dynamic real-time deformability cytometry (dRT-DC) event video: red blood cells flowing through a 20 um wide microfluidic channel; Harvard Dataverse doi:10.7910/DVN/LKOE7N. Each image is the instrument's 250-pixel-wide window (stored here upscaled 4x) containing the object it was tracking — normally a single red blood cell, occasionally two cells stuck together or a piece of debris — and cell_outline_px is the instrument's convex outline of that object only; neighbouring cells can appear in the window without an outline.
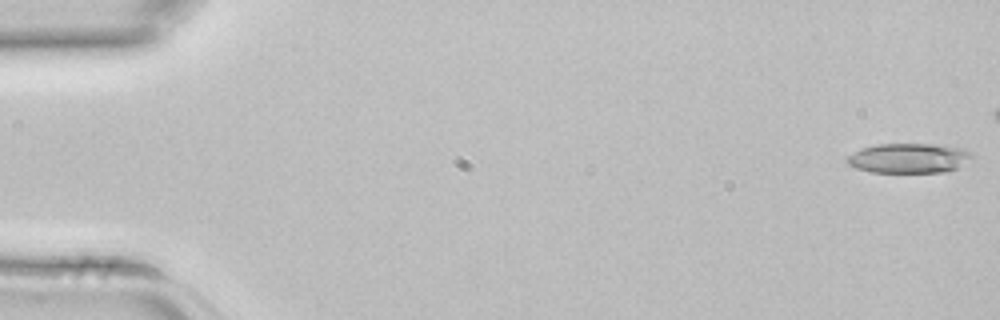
{"species": "common noctule bat (a hibernating species)", "species_latin": "Nyctalus noctula", "temperature_condition": "room temperature", "stored_images_in_passage": 4, "camera_frame_rate_fps": 3000, "um_per_image_px": 0.085, "animal": {"sex": "female", "body_mass_g": 22.7, "forearm_length_mm": 54.2}, "frame": {"image": 1, "passage_image": 1, "time_ms": 0.0, "image_size_px": [1000, 320], "cell_outline_px": [[972, 160], [948, 172], [868, 172], [856, 168], [848, 164], [844, 160], [848, 156], [860, 148], [876, 144], [932, 144], [960, 148], [968, 152], [972, 156]], "centroid_in_image_um": [77.2, 13.45], "position_along_channel_um": 7.8, "area_um2": 21.68}}
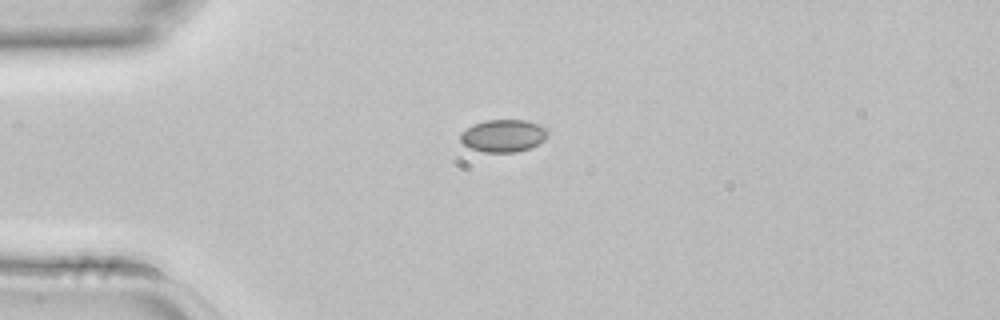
{"frame": {"image": 2, "passage_image": 4, "time_ms": 1.0, "image_size_px": [1000, 320], "cell_outline_px": [[548, 136], [544, 140], [532, 148], [516, 152], [484, 152], [472, 148], [464, 144], [460, 140], [460, 132], [484, 120], [524, 120], [548, 128]], "centroid_in_image_um": [42.82, 11.54], "position_along_channel_um": 42.2, "area_um2": 16.47}}